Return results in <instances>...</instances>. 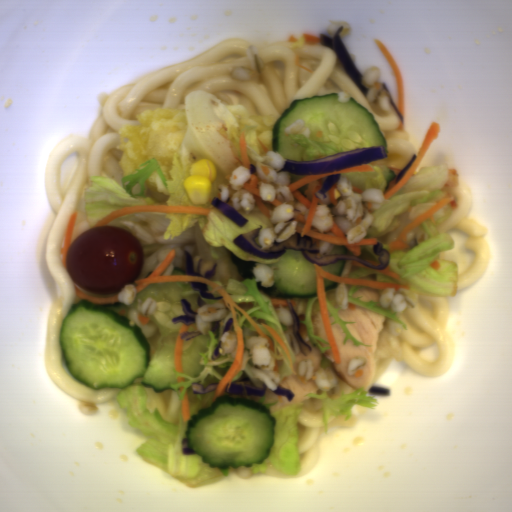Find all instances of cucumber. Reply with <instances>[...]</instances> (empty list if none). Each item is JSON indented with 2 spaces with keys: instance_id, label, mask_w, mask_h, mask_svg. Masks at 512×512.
<instances>
[{
  "instance_id": "570f5f39",
  "label": "cucumber",
  "mask_w": 512,
  "mask_h": 512,
  "mask_svg": "<svg viewBox=\"0 0 512 512\" xmlns=\"http://www.w3.org/2000/svg\"><path fill=\"white\" fill-rule=\"evenodd\" d=\"M330 254H347V247L345 245H334L332 250L330 251Z\"/></svg>"
},
{
  "instance_id": "888e309b",
  "label": "cucumber",
  "mask_w": 512,
  "mask_h": 512,
  "mask_svg": "<svg viewBox=\"0 0 512 512\" xmlns=\"http://www.w3.org/2000/svg\"><path fill=\"white\" fill-rule=\"evenodd\" d=\"M277 422L257 401L221 395L209 407L190 414L185 436L188 448L223 476L229 468L264 463L274 445Z\"/></svg>"
},
{
  "instance_id": "2a18db57",
  "label": "cucumber",
  "mask_w": 512,
  "mask_h": 512,
  "mask_svg": "<svg viewBox=\"0 0 512 512\" xmlns=\"http://www.w3.org/2000/svg\"><path fill=\"white\" fill-rule=\"evenodd\" d=\"M274 271L272 287L256 282L259 291L269 298L304 300L318 296L314 264L306 259L302 250H287L276 264H267Z\"/></svg>"
},
{
  "instance_id": "586b57bf",
  "label": "cucumber",
  "mask_w": 512,
  "mask_h": 512,
  "mask_svg": "<svg viewBox=\"0 0 512 512\" xmlns=\"http://www.w3.org/2000/svg\"><path fill=\"white\" fill-rule=\"evenodd\" d=\"M373 146L389 152L378 122L352 96L340 101L338 92L292 100L273 126L272 151L296 162Z\"/></svg>"
},
{
  "instance_id": "9523449b",
  "label": "cucumber",
  "mask_w": 512,
  "mask_h": 512,
  "mask_svg": "<svg viewBox=\"0 0 512 512\" xmlns=\"http://www.w3.org/2000/svg\"><path fill=\"white\" fill-rule=\"evenodd\" d=\"M345 263L346 259H339V261L335 264L320 267L323 271L339 277L345 268Z\"/></svg>"
},
{
  "instance_id": "734fbe4a",
  "label": "cucumber",
  "mask_w": 512,
  "mask_h": 512,
  "mask_svg": "<svg viewBox=\"0 0 512 512\" xmlns=\"http://www.w3.org/2000/svg\"><path fill=\"white\" fill-rule=\"evenodd\" d=\"M209 342L208 335H198L189 340H182L183 373L198 378L204 371L205 365L200 364V353H206Z\"/></svg>"
},
{
  "instance_id": "8b760119",
  "label": "cucumber",
  "mask_w": 512,
  "mask_h": 512,
  "mask_svg": "<svg viewBox=\"0 0 512 512\" xmlns=\"http://www.w3.org/2000/svg\"><path fill=\"white\" fill-rule=\"evenodd\" d=\"M157 301L149 316L157 325L154 337L145 338L139 325L127 313L147 297ZM181 299L197 313L206 304H226L194 290L192 282H154L136 293L131 305L120 300L94 304L87 299L71 305L59 334L60 346L69 374L92 389L127 388L140 378L143 387L163 393L176 384L172 367L183 323L172 319L186 315Z\"/></svg>"
},
{
  "instance_id": "eb4e599e",
  "label": "cucumber",
  "mask_w": 512,
  "mask_h": 512,
  "mask_svg": "<svg viewBox=\"0 0 512 512\" xmlns=\"http://www.w3.org/2000/svg\"><path fill=\"white\" fill-rule=\"evenodd\" d=\"M325 291L335 288L339 282L331 281L323 277Z\"/></svg>"
}]
</instances>
